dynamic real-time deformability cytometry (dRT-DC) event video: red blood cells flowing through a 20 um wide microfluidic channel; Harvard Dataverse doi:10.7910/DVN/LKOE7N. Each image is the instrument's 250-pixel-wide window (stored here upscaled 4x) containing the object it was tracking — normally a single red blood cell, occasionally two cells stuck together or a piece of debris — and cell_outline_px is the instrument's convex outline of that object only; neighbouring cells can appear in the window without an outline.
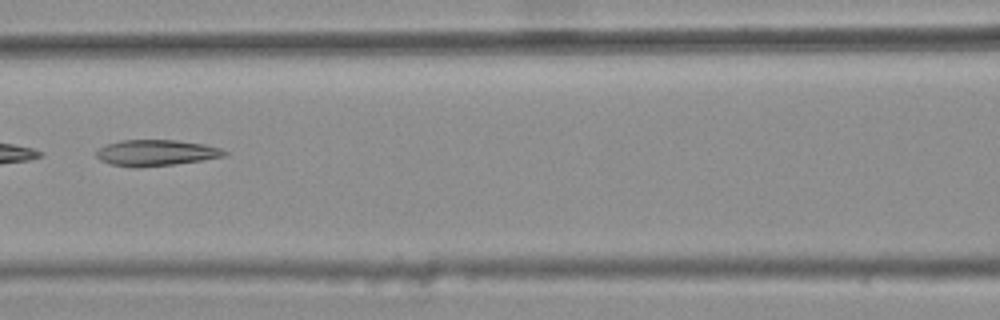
{"species": "common noctule bat (a hibernating species)", "species_latin": "Nyctalus noctula", "temperature_condition": "warm", "stored_images_in_passage": 3, "camera_frame_rate_fps": 3000, "um_per_image_px": 0.085, "animal": {"sex": "female", "body_mass_g": 25.1}, "frame": {"image": 1, "passage_image": 3, "time_ms": 0.667, "image_size_px": [1000, 320], "cell_outline_px": [[228, 152], [224, 156], [176, 164], [140, 168], [132, 168], [112, 164], [100, 160], [96, 156], [96, 152], [100, 148], [108, 144], [120, 140], [176, 140], [204, 144], [220, 148]], "centroid_in_image_um": [13.24, 12.99], "position_along_channel_um": 153.4, "area_um2": 19.42}}